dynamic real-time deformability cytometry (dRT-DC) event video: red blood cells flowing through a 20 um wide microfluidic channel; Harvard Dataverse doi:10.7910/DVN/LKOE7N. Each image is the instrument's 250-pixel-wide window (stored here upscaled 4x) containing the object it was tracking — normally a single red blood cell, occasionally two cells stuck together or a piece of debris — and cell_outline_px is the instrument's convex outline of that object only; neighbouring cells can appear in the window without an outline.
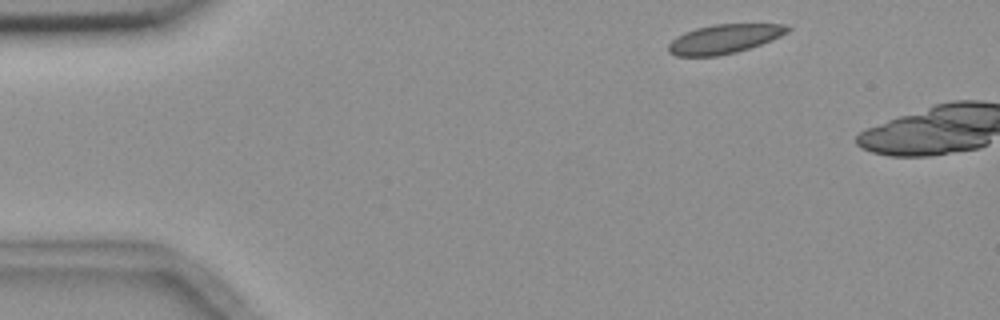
{"species": "common noctule bat (a hibernating species)", "species_latin": "Nyctalus noctula", "temperature_condition": "room temperature", "stored_images_in_passage": 2, "camera_frame_rate_fps": 3000, "um_per_image_px": 0.085, "animal": {"sex": "female", "body_mass_g": 18.4}, "frame": {"image": 1, "passage_image": 1, "time_ms": 0.0, "image_size_px": [1000, 320], "cell_outline_px": [[792, 28], [788, 32], [772, 40], [736, 52], [720, 56], [676, 56], [668, 52], [668, 44], [676, 36], [684, 32], [696, 28], [712, 24], [784, 24]], "centroid_in_image_um": [61.53, 3.31], "position_along_channel_um": 23.5, "area_um2": 20.29}}